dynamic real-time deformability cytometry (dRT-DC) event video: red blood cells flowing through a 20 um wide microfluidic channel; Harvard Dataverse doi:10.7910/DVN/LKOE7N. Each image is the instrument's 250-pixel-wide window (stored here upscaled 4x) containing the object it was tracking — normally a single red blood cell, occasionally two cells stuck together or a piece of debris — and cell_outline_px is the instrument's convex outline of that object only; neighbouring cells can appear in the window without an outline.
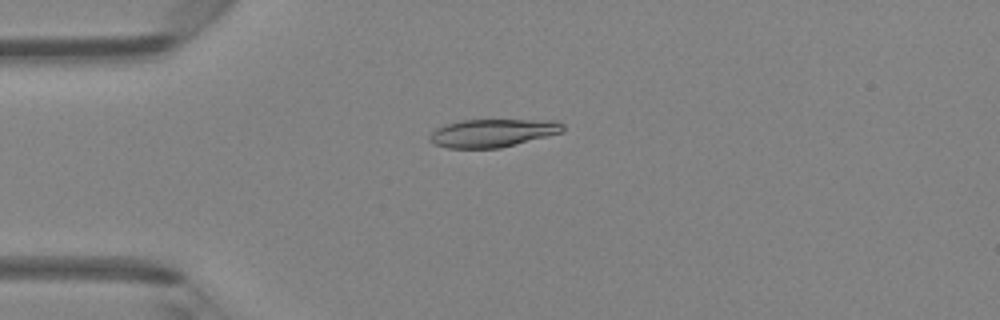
{"species": "Egyptian fruit bat (a non-hibernating species)", "species_latin": "Rousettus aegyptiacus", "temperature_condition": "room temperature", "stored_images_in_passage": 47, "camera_frame_rate_fps": 3000, "um_per_image_px": 0.085, "animal": {"sex": "female"}, "frame": {"image": 1, "passage_image": 12, "time_ms": 3.667, "image_size_px": [1000, 320], "cell_outline_px": [[564, 132], [500, 148], [448, 148], [436, 144], [428, 140], [428, 136], [436, 128], [460, 120], [556, 120], [564, 124]], "centroid_in_image_um": [41.9, 11.3], "position_along_channel_um": 43.1, "area_um2": 21.79}}
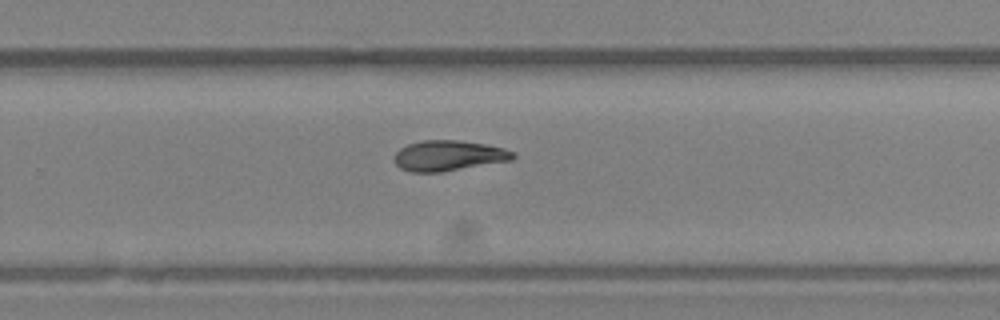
{"frame": {"image": 2, "passage_image": 31, "time_ms": 10.0, "image_size_px": [1000, 320], "cell_outline_px": [[516, 156], [512, 160], [440, 172], [412, 172], [400, 168], [396, 164], [396, 152], [400, 148], [408, 144], [424, 140], [460, 140], [488, 144], [504, 148], [516, 152]], "centroid_in_image_um": [38.18, 13.22], "position_along_channel_um": 291.6, "area_um2": 21.04}}
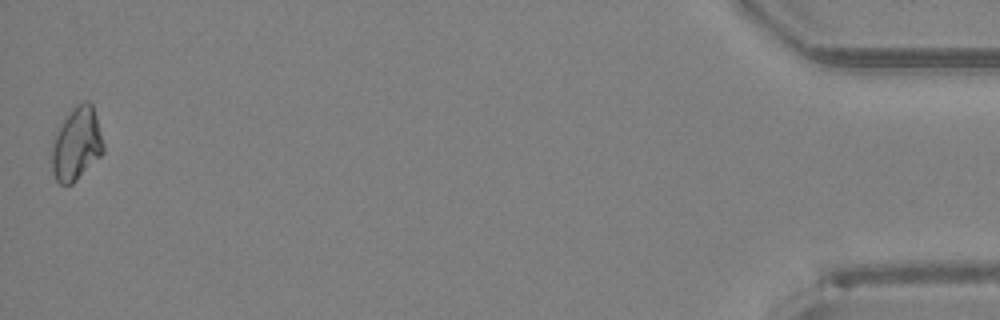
{"frame": {"image": 3, "passage_image": 47, "time_ms": 15.333, "image_size_px": [1000, 320], "cell_outline_px": [[104, 152], [72, 184], [60, 184], [56, 180], [52, 172], [52, 144], [60, 124], [72, 108], [76, 104], [84, 100], [88, 100], [92, 104], [96, 116], [104, 144]], "centroid_in_image_um": [6.51, 12.21], "position_along_channel_um": 428.7, "area_um2": 21.85}, "authors_computed_cell_mechanics": {"area_um2": 21.2704, "velocity_mm_per_s": 4.292, "shape_relaxation_time_tau1_ms": null, "shape_relaxation_time_tau2_ms": 8.1444, "deformation_change_tau1": null, "deformation_change_tau2": 0.1275}}